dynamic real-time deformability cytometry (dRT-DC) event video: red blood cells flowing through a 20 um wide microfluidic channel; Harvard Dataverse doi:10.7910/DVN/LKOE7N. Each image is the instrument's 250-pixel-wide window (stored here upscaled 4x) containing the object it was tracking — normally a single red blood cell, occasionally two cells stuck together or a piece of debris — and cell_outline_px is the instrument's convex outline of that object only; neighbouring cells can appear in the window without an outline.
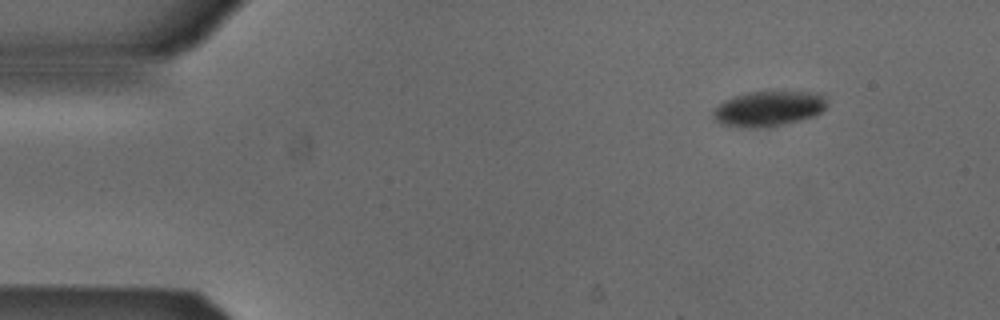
{"species": "Egyptian fruit bat (a non-hibernating species)", "species_latin": "Rousettus aegyptiacus", "temperature_condition": "cold", "stored_images_in_passage": 6, "camera_frame_rate_fps": 3000, "um_per_image_px": 0.085, "animal": {"sex": "male"}, "frame": {"image": 1, "passage_image": 1, "time_ms": 0.0, "image_size_px": [1000, 320], "cell_outline_px": [[828, 104], [816, 116], [768, 128], [744, 128], [720, 124], [712, 116], [712, 112], [724, 100], [748, 92], [820, 92], [824, 96]], "centroid_in_image_um": [65.34, 9.25], "position_along_channel_um": 19.7, "area_um2": 23.52}}
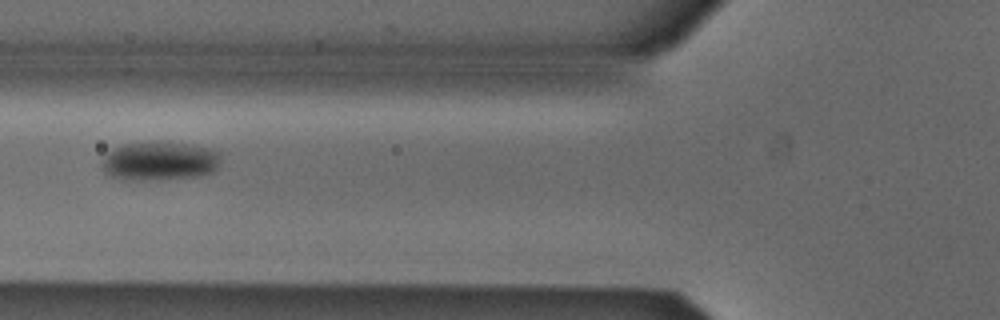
{"frame": {"image": 2, "passage_image": 5, "time_ms": 1.333, "image_size_px": [1000, 320], "cell_outline_px": [[220, 160], [216, 168], [212, 172], [200, 176], [160, 180], [124, 180], [112, 176], [104, 172], [100, 164], [104, 156], [112, 148], [120, 144], [160, 140], [188, 144], [208, 148], [220, 152]], "centroid_in_image_um": [13.53, 13.67], "position_along_channel_um": 112.3, "area_um2": 27.63}}
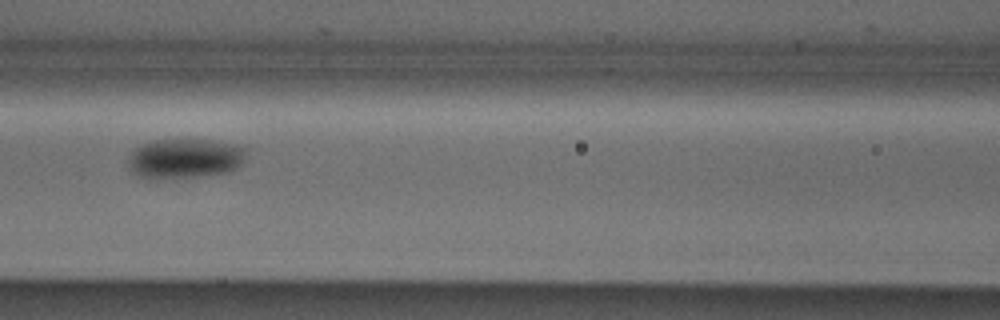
{"frame": {"image": 3, "passage_image": 6, "time_ms": 1.667, "image_size_px": [1000, 320], "cell_outline_px": [[244, 156], [240, 164], [236, 168], [228, 172], [196, 176], [156, 180], [148, 180], [132, 172], [128, 164], [128, 156], [136, 148], [152, 140], [208, 140], [232, 144], [244, 148]], "centroid_in_image_um": [15.63, 13.49], "position_along_channel_um": 151.0, "area_um2": 27.17}}